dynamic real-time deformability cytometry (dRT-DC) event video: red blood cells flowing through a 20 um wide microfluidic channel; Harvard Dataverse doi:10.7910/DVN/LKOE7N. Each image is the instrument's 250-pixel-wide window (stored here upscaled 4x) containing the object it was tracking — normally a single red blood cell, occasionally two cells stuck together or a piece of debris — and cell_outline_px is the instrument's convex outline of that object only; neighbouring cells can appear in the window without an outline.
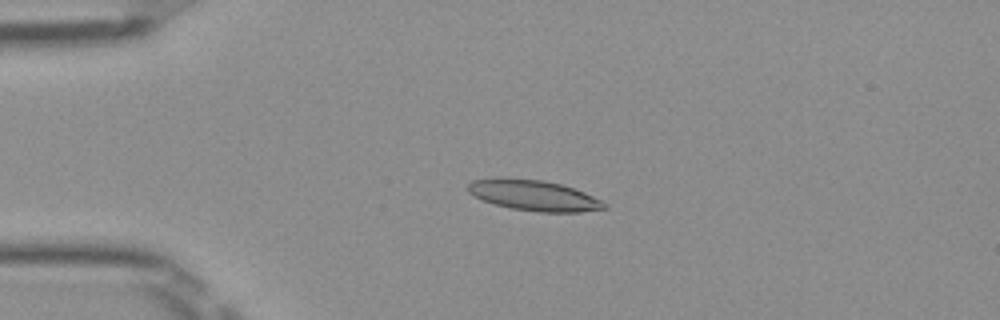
{"species": "Egyptian fruit bat (a non-hibernating species)", "species_latin": "Rousettus aegyptiacus", "temperature_condition": "room temperature", "stored_images_in_passage": 51, "camera_frame_rate_fps": 3000, "um_per_image_px": 0.085, "frame": {"image": 1, "passage_image": 12, "time_ms": 3.667, "image_size_px": [1000, 320], "cell_outline_px": [[608, 208], [580, 212], [540, 212], [512, 208], [496, 204], [484, 200], [468, 192], [468, 184], [472, 180], [496, 176], [500, 176], [544, 180], [560, 184], [584, 192], [608, 204]], "centroid_in_image_um": [45.36, 16.58], "position_along_channel_um": 39.6, "area_um2": 24.45}}
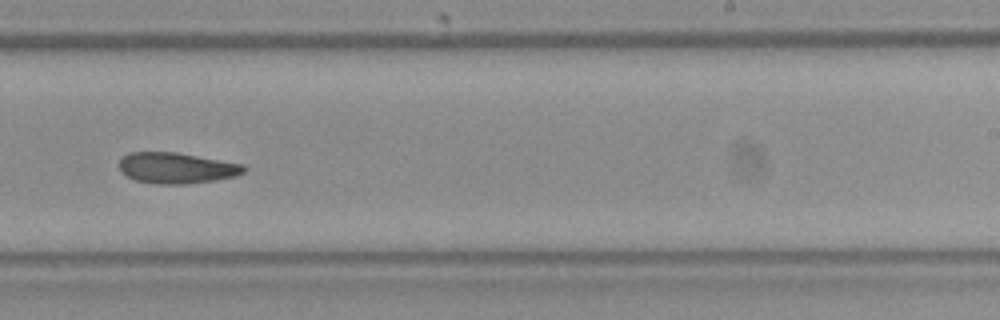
{"frame": {"image": 2, "passage_image": 32, "time_ms": 10.333, "image_size_px": [1000, 320], "cell_outline_px": [[244, 172], [236, 176], [212, 180], [184, 184], [160, 184], [136, 180], [120, 172], [120, 160], [128, 152], [176, 152], [244, 164]], "centroid_in_image_um": [14.99, 14.27], "position_along_channel_um": 274.0, "area_um2": 22.2}}
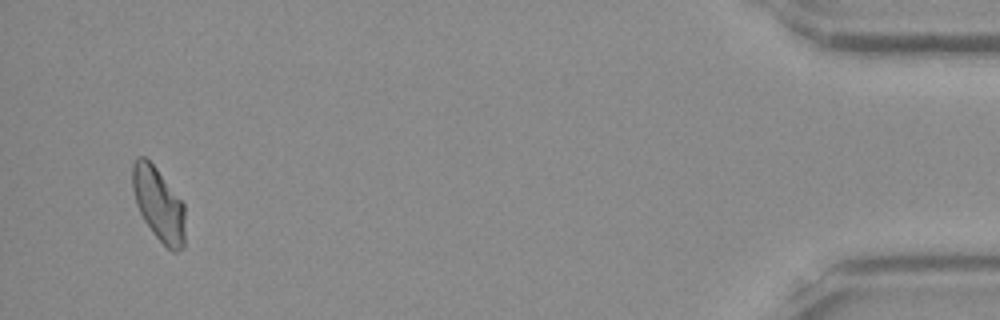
{"frame": {"image": 3, "passage_image": 49, "time_ms": 16.0, "image_size_px": [1000, 320], "cell_outline_px": [[184, 248], [176, 252], [172, 252], [152, 232], [144, 220], [136, 204], [132, 188], [132, 164], [136, 156], [144, 156], [156, 168], [184, 204]], "centroid_in_image_um": [13.46, 17.35], "position_along_channel_um": 421.7, "area_um2": 22.37}}